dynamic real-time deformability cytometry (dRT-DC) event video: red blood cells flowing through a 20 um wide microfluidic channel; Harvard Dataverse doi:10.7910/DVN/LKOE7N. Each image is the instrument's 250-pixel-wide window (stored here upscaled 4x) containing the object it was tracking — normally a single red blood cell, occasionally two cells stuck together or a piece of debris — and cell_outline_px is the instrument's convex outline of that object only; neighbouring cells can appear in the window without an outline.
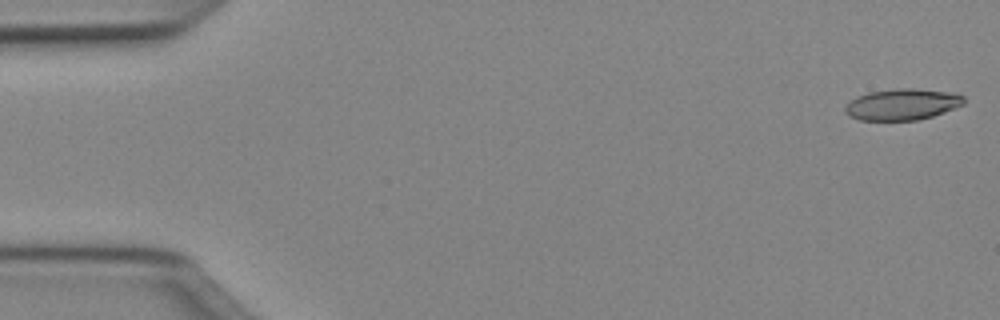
{"species": "Egyptian fruit bat (a non-hibernating species)", "species_latin": "Rousettus aegyptiacus", "temperature_condition": "cold", "stored_images_in_passage": 50, "camera_frame_rate_fps": 3000, "um_per_image_px": 0.085, "animal": {"sex": "female"}, "frame": {"image": 1, "passage_image": 1, "time_ms": 0.0, "image_size_px": [1000, 320], "cell_outline_px": [[964, 104], [944, 112], [932, 116], [916, 120], [860, 120], [848, 116], [844, 112], [844, 108], [856, 96], [868, 92], [896, 88], [912, 88], [944, 92], [964, 96]], "centroid_in_image_um": [76.64, 8.88], "position_along_channel_um": 8.4, "area_um2": 21.44}}
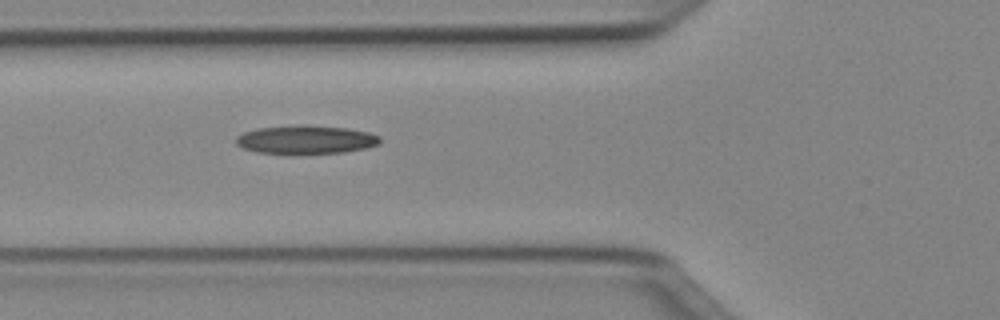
{"frame": {"image": 2, "passage_image": 18, "time_ms": 5.667, "image_size_px": [1000, 320], "cell_outline_px": [[380, 144], [364, 148], [344, 152], [256, 152], [244, 148], [236, 144], [236, 136], [244, 132], [256, 128], [348, 128], [368, 132], [380, 136]], "centroid_in_image_um": [26.02, 11.89], "position_along_channel_um": 99.8, "area_um2": 22.14}}
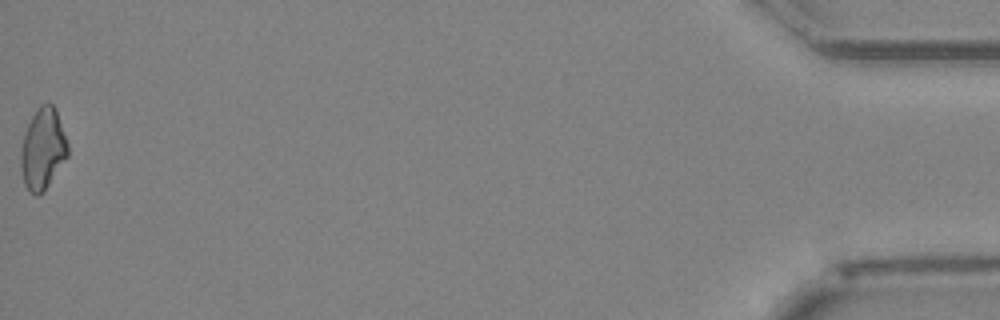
{"frame": {"image": 3, "passage_image": 50, "time_ms": 16.333, "image_size_px": [1000, 320], "cell_outline_px": [[68, 156], [44, 192], [36, 196], [24, 184], [20, 168], [20, 148], [28, 124], [32, 116], [40, 104], [48, 100], [56, 108], [68, 144]], "centroid_in_image_um": [3.64, 12.64], "position_along_channel_um": 431.6, "area_um2": 22.43}, "authors_computed_cell_mechanics": {"area_um2": 22.6287, "velocity_mm_per_s": 4.0419, "shape_relaxation_time_tau1_ms": 10.1292, "shape_relaxation_time_tau2_ms": null, "deformation_change_tau1": 0.2379, "deformation_change_tau2": null}}